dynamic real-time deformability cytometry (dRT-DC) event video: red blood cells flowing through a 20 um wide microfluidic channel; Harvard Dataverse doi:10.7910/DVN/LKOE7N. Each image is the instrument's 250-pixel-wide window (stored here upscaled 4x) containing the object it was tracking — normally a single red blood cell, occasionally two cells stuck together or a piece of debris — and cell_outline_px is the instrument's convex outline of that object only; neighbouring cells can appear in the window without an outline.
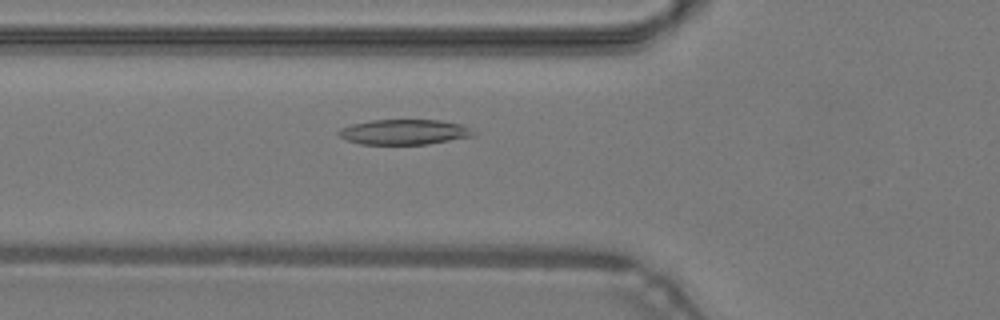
{"species": "common noctule bat (a hibernating species)", "species_latin": "Nyctalus noctula", "temperature_condition": "warm", "stored_images_in_passage": 35, "camera_frame_rate_fps": 3000, "um_per_image_px": 0.085, "animal": {"sex": "male", "body_mass_g": 19.2, "forearm_length_mm": 51.8}, "frame": {"image": 1, "passage_image": 9, "time_ms": 2.667, "image_size_px": [1000, 320], "cell_outline_px": [[476, 136], [428, 144], [360, 144], [348, 140], [340, 136], [336, 132], [340, 128], [352, 124], [372, 120], [440, 120], [464, 124], [476, 132]], "centroid_in_image_um": [34.42, 11.22], "position_along_channel_um": 91.4, "area_um2": 19.94}}
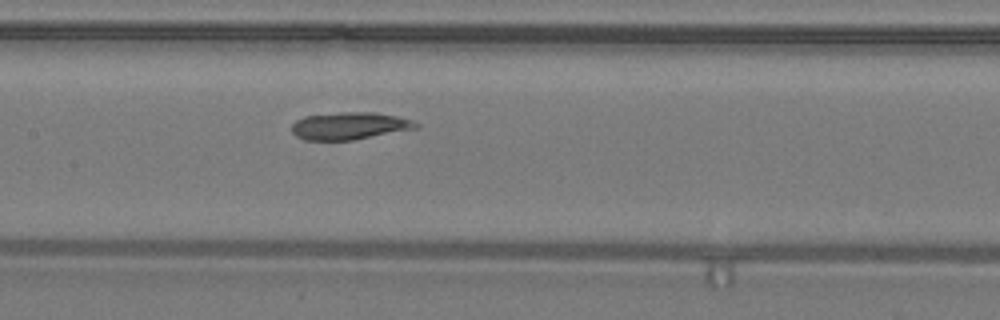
{"frame": {"image": 2, "passage_image": 15, "time_ms": 4.667, "image_size_px": [1000, 320], "cell_outline_px": [[420, 128], [352, 140], [304, 140], [296, 136], [292, 132], [292, 124], [296, 120], [304, 116], [340, 112], [376, 112], [396, 116], [412, 120], [420, 124]], "centroid_in_image_um": [29.73, 10.7], "position_along_channel_um": 177.7, "area_um2": 19.94}}
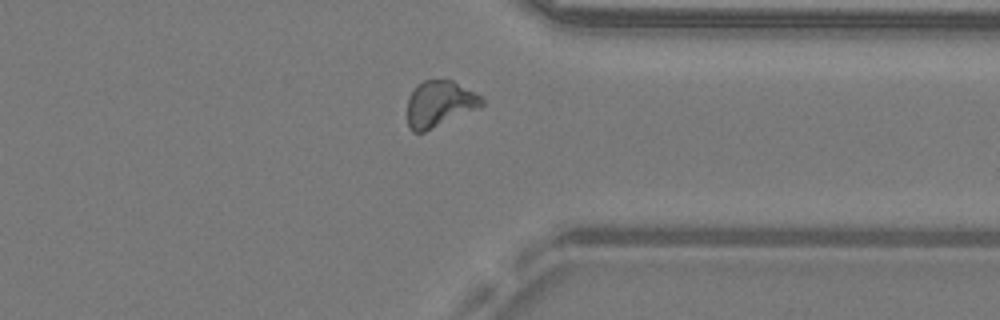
{"frame": {"image": 3, "passage_image": 29, "time_ms": 9.333, "image_size_px": [1000, 320], "cell_outline_px": [[484, 104], [480, 108], [424, 132], [412, 132], [408, 128], [408, 96], [416, 84], [424, 80], [452, 80], [480, 96], [484, 100]], "centroid_in_image_um": [37.34, 8.83], "position_along_channel_um": 374.1, "area_um2": 20.06}}